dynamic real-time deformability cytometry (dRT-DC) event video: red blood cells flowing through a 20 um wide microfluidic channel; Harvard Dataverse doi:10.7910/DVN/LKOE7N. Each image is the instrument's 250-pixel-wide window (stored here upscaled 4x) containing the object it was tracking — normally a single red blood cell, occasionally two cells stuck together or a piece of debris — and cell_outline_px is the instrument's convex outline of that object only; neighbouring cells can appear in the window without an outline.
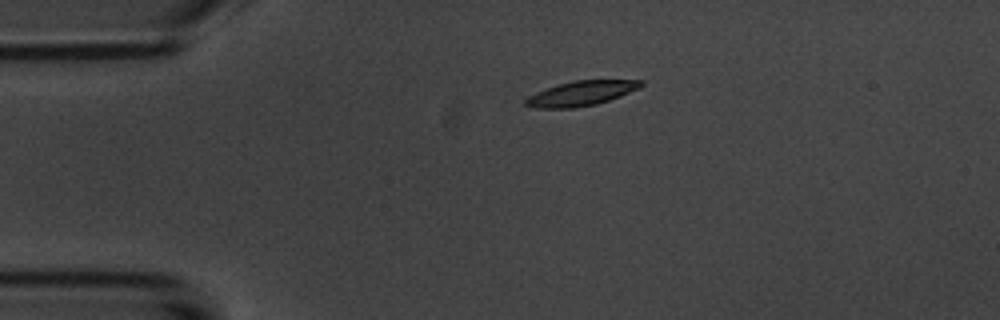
{"species": "common noctule bat (a hibernating species)", "species_latin": "Nyctalus noctula", "temperature_condition": "room temperature", "stored_images_in_passage": 4, "camera_frame_rate_fps": 3000, "um_per_image_px": 0.085, "animal": {"sex": "male", "body_mass_g": 20.1, "forearm_length_mm": 53.5}, "frame": {"image": 1, "passage_image": 3, "time_ms": 3.333, "image_size_px": [1000, 320], "cell_outline_px": [[644, 84], [640, 88], [620, 96], [596, 104], [576, 108], [536, 108], [524, 104], [524, 100], [528, 96], [536, 92], [572, 80], [644, 80]], "centroid_in_image_um": [49.41, 7.93], "position_along_channel_um": 35.6, "area_um2": 16.59}}